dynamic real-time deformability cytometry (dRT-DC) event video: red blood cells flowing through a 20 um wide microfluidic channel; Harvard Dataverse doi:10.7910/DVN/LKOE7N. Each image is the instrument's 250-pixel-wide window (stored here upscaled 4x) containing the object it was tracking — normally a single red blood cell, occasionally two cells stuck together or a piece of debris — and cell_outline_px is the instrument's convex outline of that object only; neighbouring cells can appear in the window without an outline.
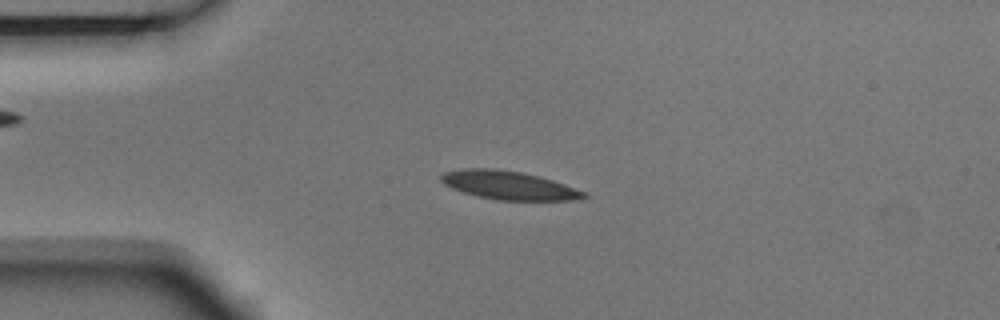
{"species": "Egyptian fruit bat (a non-hibernating species)", "species_latin": "Rousettus aegyptiacus", "temperature_condition": "room temperature", "stored_images_in_passage": 5, "segment_of_instrument_passage": [1, 2], "camera_frame_rate_fps": 3000, "um_per_image_px": 0.085, "animal": {"sex": "male"}, "frame": {"image": 1, "passage_image": 3, "time_ms": 0.667, "image_size_px": [1000, 320], "cell_outline_px": [[588, 196], [572, 200], [496, 200], [476, 196], [452, 188], [444, 184], [440, 180], [440, 176], [444, 172], [464, 168], [492, 168], [520, 172], [540, 176], [588, 192]], "centroid_in_image_um": [43.24, 15.75], "position_along_channel_um": 41.8, "area_um2": 23.7}}